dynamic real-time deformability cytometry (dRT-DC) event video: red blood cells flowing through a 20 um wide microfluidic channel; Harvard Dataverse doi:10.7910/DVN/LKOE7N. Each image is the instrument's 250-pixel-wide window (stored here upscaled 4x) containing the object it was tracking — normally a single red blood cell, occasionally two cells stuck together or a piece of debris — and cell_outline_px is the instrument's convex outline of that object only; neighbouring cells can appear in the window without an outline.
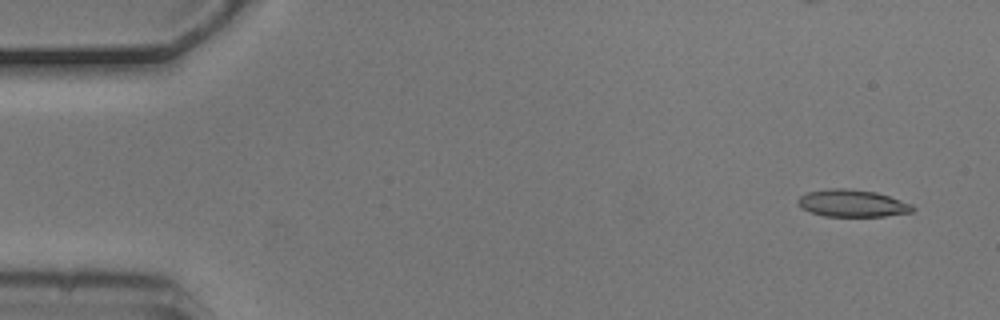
{"species": "common noctule bat (a hibernating species)", "species_latin": "Nyctalus noctula", "temperature_condition": "cold", "stored_images_in_passage": 7, "camera_frame_rate_fps": 3000, "um_per_image_px": 0.085, "animal": {"sex": "male", "body_mass_g": 20.5, "forearm_length_mm": 52.5}, "frame": {"image": 1, "passage_image": 1, "time_ms": 0.0, "image_size_px": [1000, 320], "cell_outline_px": [[916, 208], [912, 212], [884, 216], [824, 216], [812, 212], [796, 204], [796, 200], [800, 196], [808, 192], [828, 188], [844, 188], [876, 192], [912, 204]], "centroid_in_image_um": [72.44, 17.27], "position_along_channel_um": 12.6, "area_um2": 18.09}}
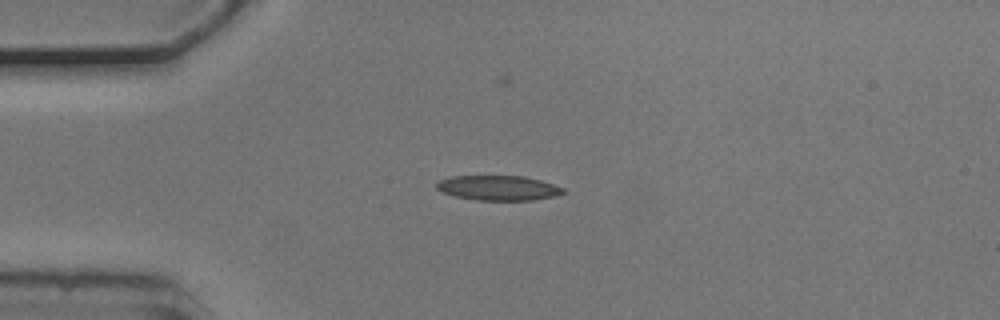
{"frame": {"image": 2, "passage_image": 4, "time_ms": 1.0, "image_size_px": [1000, 320], "cell_outline_px": [[568, 192], [556, 196], [532, 200], [476, 200], [456, 196], [444, 192], [436, 188], [436, 180], [448, 176], [524, 176], [540, 180], [564, 188]], "centroid_in_image_um": [42.36, 15.97], "position_along_channel_um": 42.6, "area_um2": 18.44}}
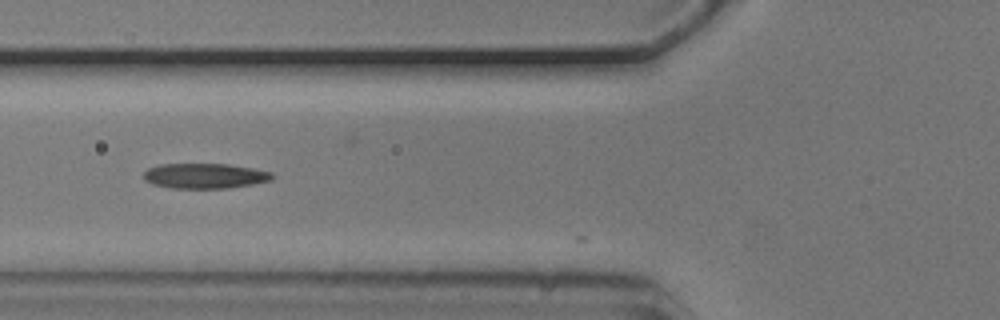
{"frame": {"image": 3, "passage_image": 6, "time_ms": 1.667, "image_size_px": [1000, 320], "cell_outline_px": [[276, 176], [272, 180], [252, 184], [228, 188], [172, 188], [152, 184], [144, 180], [144, 172], [148, 168], [160, 164], [228, 164], [252, 168], [272, 172]], "centroid_in_image_um": [17.42, 14.95], "position_along_channel_um": 108.4, "area_um2": 18.9}}